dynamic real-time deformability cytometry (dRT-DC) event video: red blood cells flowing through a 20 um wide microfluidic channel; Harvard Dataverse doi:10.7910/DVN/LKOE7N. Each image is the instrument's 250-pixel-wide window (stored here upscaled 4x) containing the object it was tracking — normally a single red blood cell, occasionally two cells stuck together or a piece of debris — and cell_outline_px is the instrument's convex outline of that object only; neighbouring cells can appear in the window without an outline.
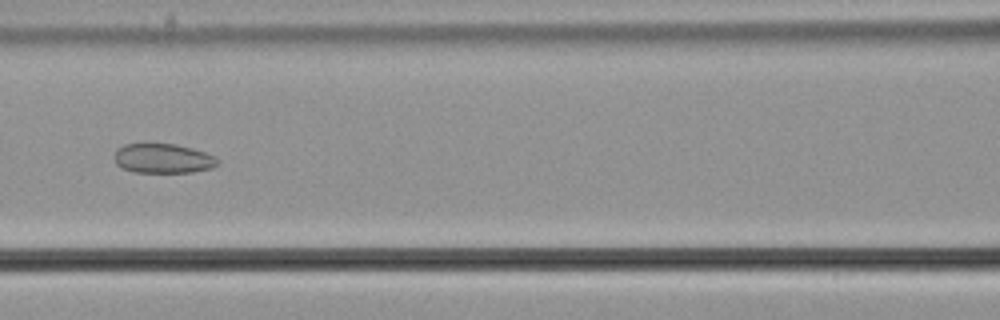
{"species": "common noctule bat (a hibernating species)", "species_latin": "Nyctalus noctula", "temperature_condition": "cold", "stored_images_in_passage": 56, "segment_of_instrument_passage": [2, 2], "camera_frame_rate_fps": 3000, "um_per_image_px": 0.085, "animal": {"sex": "male", "body_mass_g": 21.5, "forearm_length_mm": 52.0}, "frame": {"image": 1, "passage_image": 25, "time_ms": 8.0, "image_size_px": [1000, 320], "cell_outline_px": [[220, 164], [212, 168], [192, 172], [132, 172], [116, 164], [112, 156], [116, 148], [124, 144], [176, 144], [192, 148], [216, 156], [220, 160]], "centroid_in_image_um": [13.86, 13.47], "position_along_channel_um": 152.7, "area_um2": 18.03}}
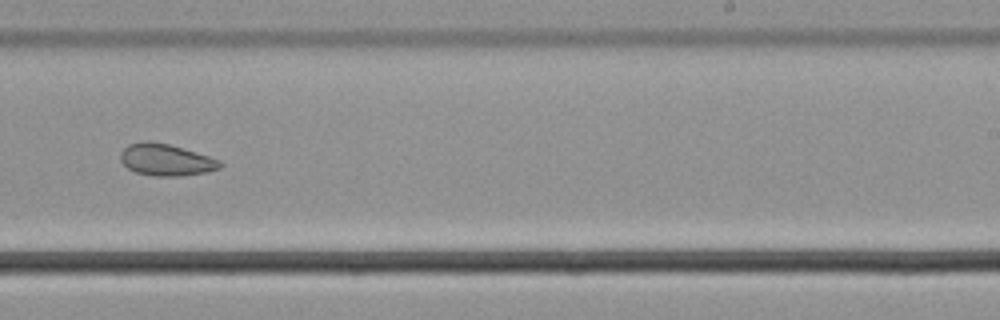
{"frame": {"image": 2, "passage_image": 35, "time_ms": 11.333, "image_size_px": [1000, 320], "cell_outline_px": [[224, 164], [220, 168], [204, 172], [180, 176], [152, 176], [136, 172], [128, 168], [120, 160], [120, 152], [128, 144], [140, 140], [152, 140], [168, 144], [196, 152], [220, 160]], "centroid_in_image_um": [14.07, 13.57], "position_along_channel_um": 274.9, "area_um2": 18.55}}
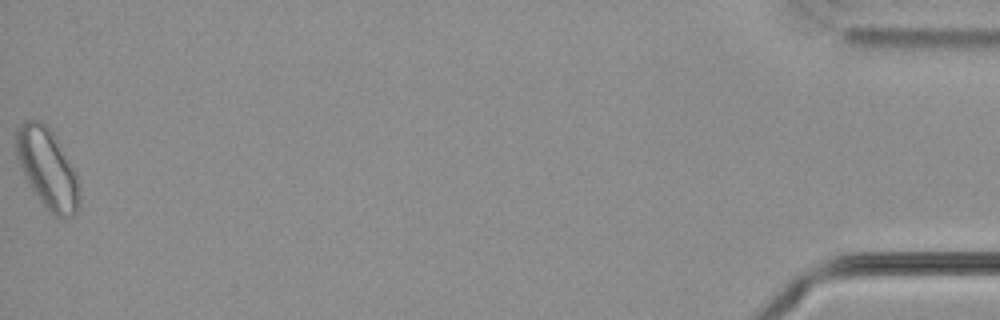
{"frame": {"image": 3, "passage_image": 56, "time_ms": 18.333, "image_size_px": [1000, 320], "cell_outline_px": [[80, 196], [76, 212], [72, 216], [56, 216], [48, 212], [32, 188], [16, 156], [16, 128], [24, 120], [40, 120], [52, 132], [76, 172]], "centroid_in_image_um": [4.03, 14.3], "position_along_channel_um": 431.2, "area_um2": 28.78}}